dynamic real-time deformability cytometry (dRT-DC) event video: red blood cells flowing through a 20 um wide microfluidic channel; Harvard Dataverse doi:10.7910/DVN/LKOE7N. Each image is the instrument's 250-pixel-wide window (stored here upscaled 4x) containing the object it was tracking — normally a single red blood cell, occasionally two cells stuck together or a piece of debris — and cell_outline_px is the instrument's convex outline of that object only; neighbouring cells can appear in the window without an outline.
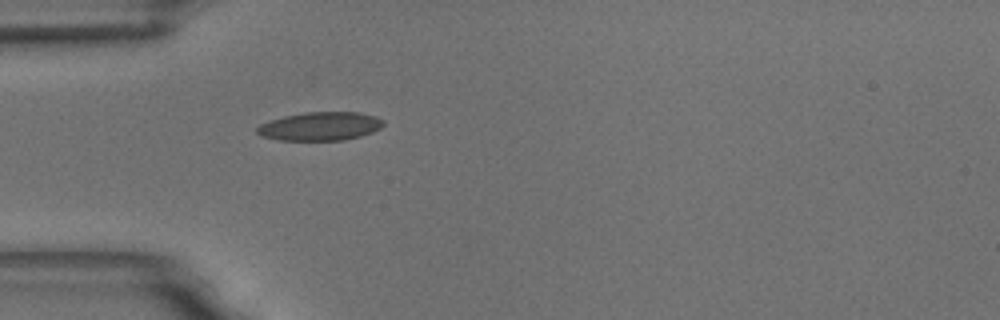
{"species": "common noctule bat (a hibernating species)", "species_latin": "Nyctalus noctula", "temperature_condition": "room temperature", "stored_images_in_passage": 34, "camera_frame_rate_fps": 3000, "um_per_image_px": 0.085, "animal": {"sex": "male", "body_mass_g": 18.8}, "frame": {"image": 1, "passage_image": 1, "time_ms": 0.0, "image_size_px": [1000, 320], "cell_outline_px": [[384, 124], [380, 128], [372, 132], [360, 136], [344, 140], [280, 140], [260, 136], [256, 132], [256, 128], [260, 124], [284, 116], [304, 112], [360, 112], [376, 116], [384, 120]], "centroid_in_image_um": [27.23, 10.73], "position_along_channel_um": 57.8, "area_um2": 21.04}}
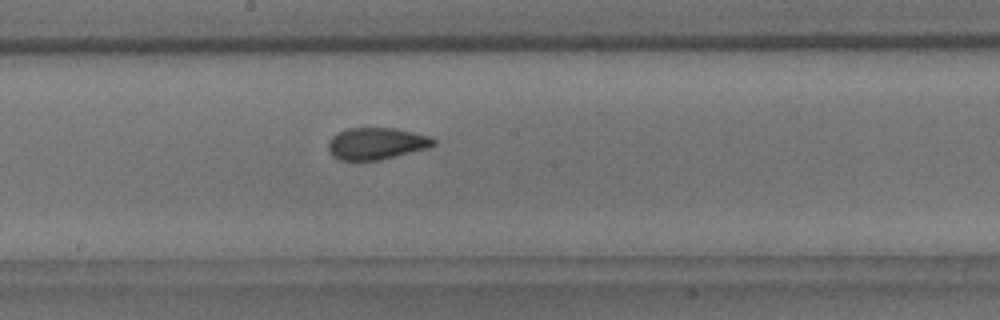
{"frame": {"image": 2, "passage_image": 15, "time_ms": 4.667, "image_size_px": [1000, 320], "cell_outline_px": [[436, 144], [428, 148], [380, 160], [340, 160], [332, 156], [328, 148], [328, 140], [332, 136], [348, 128], [396, 128], [432, 136], [436, 140]], "centroid_in_image_um": [32.02, 12.2], "position_along_channel_um": 216.2, "area_um2": 19.65}, "authors_computed_cell_mechanics": {"area_um2": 19.9988, "velocity_mm_per_s": 3.4579, "shape_relaxation_time_tau1_ms": 5.8731, "shape_relaxation_time_tau2_ms": 1.272, "deformation_change_tau1": 0.1628, "deformation_change_tau2": 0.0635}}